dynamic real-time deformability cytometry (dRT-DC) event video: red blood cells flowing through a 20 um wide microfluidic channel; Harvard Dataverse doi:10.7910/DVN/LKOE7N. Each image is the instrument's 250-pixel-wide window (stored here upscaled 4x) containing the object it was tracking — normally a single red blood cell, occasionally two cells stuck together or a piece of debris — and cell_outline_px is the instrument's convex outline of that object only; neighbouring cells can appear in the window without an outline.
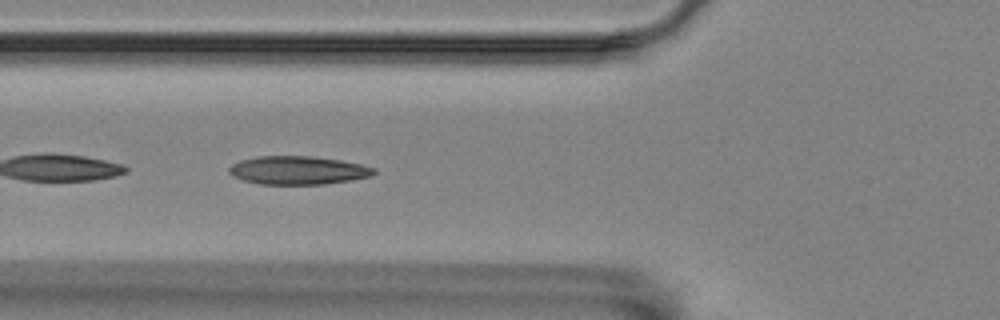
{"species": "Egyptian fruit bat (a non-hibernating species)", "species_latin": "Rousettus aegyptiacus", "temperature_condition": "room temperature", "stored_images_in_passage": 43, "camera_frame_rate_fps": 3000, "um_per_image_px": 0.085, "animal": {"sex": "female"}, "frame": {"image": 1, "passage_image": 13, "time_ms": 4.0, "image_size_px": [1000, 320], "cell_outline_px": [[376, 172], [372, 176], [352, 180], [324, 184], [260, 184], [244, 180], [232, 176], [228, 172], [228, 168], [232, 164], [240, 160], [260, 156], [312, 156], [340, 160], [360, 164], [376, 168]], "centroid_in_image_um": [25.33, 14.47], "position_along_channel_um": 100.5, "area_um2": 23.99}}
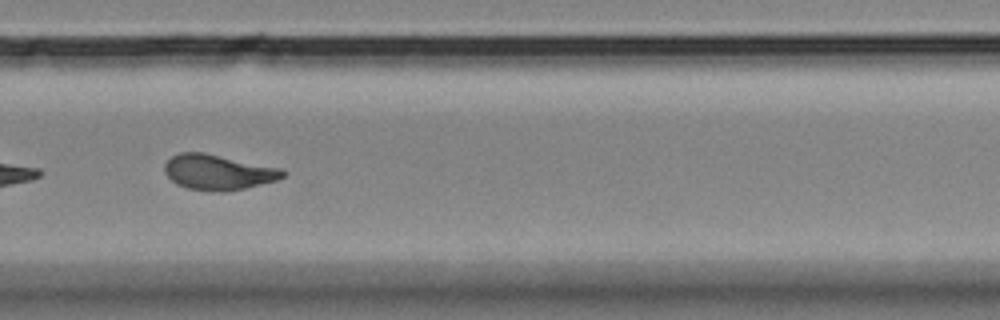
{"frame": {"image": 2, "passage_image": 31, "time_ms": 10.0, "image_size_px": [1000, 320], "cell_outline_px": [[288, 172], [284, 176], [276, 180], [244, 188], [224, 192], [212, 192], [188, 188], [176, 184], [164, 172], [164, 164], [172, 156], [180, 152], [200, 152], [280, 168]], "centroid_in_image_um": [18.51, 14.65], "position_along_channel_um": 311.3, "area_um2": 24.04}, "authors_computed_cell_mechanics": {"area_um2": 23.7558, "velocity_mm_per_s": 3.5141, "shape_relaxation_time_tau1_ms": 4.3577, "shape_relaxation_time_tau2_ms": 1.6917, "deformation_change_tau1": 0.1987, "deformation_change_tau2": 0.1001}}